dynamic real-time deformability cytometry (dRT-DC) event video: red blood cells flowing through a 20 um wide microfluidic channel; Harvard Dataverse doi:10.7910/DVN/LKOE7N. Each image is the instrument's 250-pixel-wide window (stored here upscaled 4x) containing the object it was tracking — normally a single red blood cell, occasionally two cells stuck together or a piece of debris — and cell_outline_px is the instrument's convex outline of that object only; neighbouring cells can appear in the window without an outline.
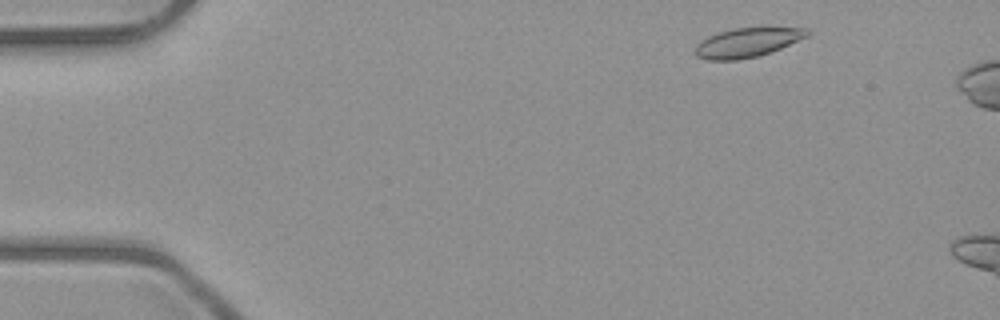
{"species": "common noctule bat (a hibernating species)", "species_latin": "Nyctalus noctula", "temperature_condition": "room temperature", "stored_images_in_passage": 3, "camera_frame_rate_fps": 3000, "um_per_image_px": 0.085, "animal": {"sex": "male", "body_mass_g": 23.1, "forearm_length_mm": 52.7}, "frame": {"image": 1, "passage_image": 1, "time_ms": 0.0, "image_size_px": [1000, 320], "cell_outline_px": [[812, 32], [808, 36], [772, 52], [760, 56], [736, 60], [708, 60], [696, 56], [692, 52], [696, 44], [700, 40], [708, 36], [732, 28], [808, 28]], "centroid_in_image_um": [63.49, 3.63], "position_along_channel_um": 21.5, "area_um2": 19.31}}